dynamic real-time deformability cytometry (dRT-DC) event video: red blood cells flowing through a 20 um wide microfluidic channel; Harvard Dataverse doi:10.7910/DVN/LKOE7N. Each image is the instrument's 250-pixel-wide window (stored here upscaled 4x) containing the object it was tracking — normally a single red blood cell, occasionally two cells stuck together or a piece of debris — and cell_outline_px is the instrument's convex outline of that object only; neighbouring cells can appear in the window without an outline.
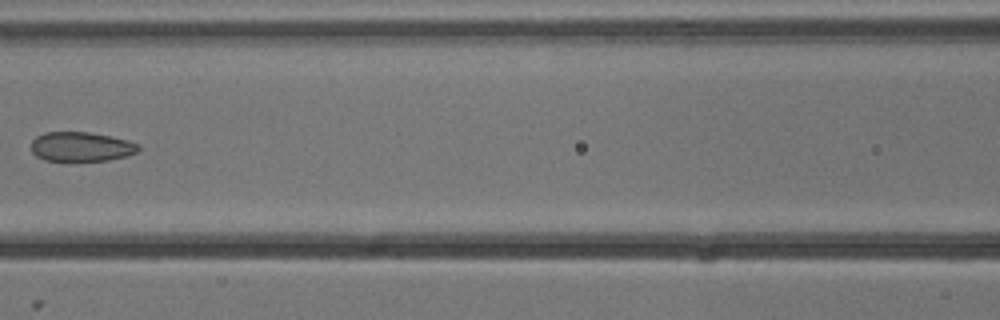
{"species": "common noctule bat (a hibernating species)", "species_latin": "Nyctalus noctula", "temperature_condition": "cold", "stored_images_in_passage": 7, "camera_frame_rate_fps": 3000, "um_per_image_px": 0.085, "animal": {"sex": "male", "body_mass_g": 13.3}, "frame": {"image": 1, "passage_image": 7, "time_ms": 2.0, "image_size_px": [1000, 320], "cell_outline_px": [[140, 148], [136, 152], [128, 156], [108, 160], [44, 160], [36, 156], [32, 152], [32, 140], [36, 136], [44, 132], [88, 132], [112, 136], [128, 140], [140, 144]], "centroid_in_image_um": [6.92, 12.45], "position_along_channel_um": 159.7, "area_um2": 18.44}}